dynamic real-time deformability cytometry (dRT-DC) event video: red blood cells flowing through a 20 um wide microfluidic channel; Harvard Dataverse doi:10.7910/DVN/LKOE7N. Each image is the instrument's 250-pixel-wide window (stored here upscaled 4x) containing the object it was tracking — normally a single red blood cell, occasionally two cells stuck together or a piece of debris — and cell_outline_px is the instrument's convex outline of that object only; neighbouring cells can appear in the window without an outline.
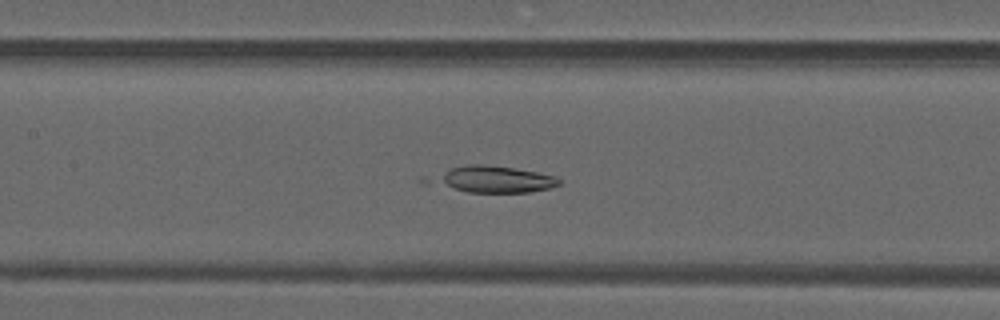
{"species": "common noctule bat (a hibernating species)", "species_latin": "Nyctalus noctula", "temperature_condition": "warm", "stored_images_in_passage": 29, "camera_frame_rate_fps": 3000, "um_per_image_px": 0.085, "animal": {"sex": "male", "forearm_length_mm": 52.5}, "frame": {"image": 1, "passage_image": 11, "time_ms": 3.333, "image_size_px": [1000, 320], "cell_outline_px": [[560, 184], [548, 188], [532, 192], [468, 192], [424, 184], [416, 180], [420, 176], [468, 164], [480, 164], [512, 168], [536, 172], [556, 176], [560, 180]], "centroid_in_image_um": [41.62, 15.25], "position_along_channel_um": 165.8, "area_um2": 20.69}}
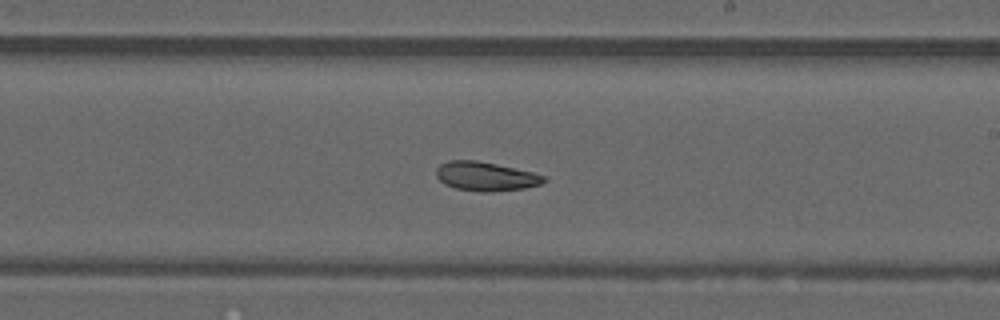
{"frame": {"image": 2, "passage_image": 17, "time_ms": 5.333, "image_size_px": [1000, 320], "cell_outline_px": [[548, 180], [540, 184], [524, 188], [492, 192], [484, 192], [456, 188], [444, 184], [436, 176], [436, 168], [440, 164], [448, 160], [476, 160], [496, 164], [532, 172], [544, 176]], "centroid_in_image_um": [41.26, 14.99], "position_along_channel_um": 247.7, "area_um2": 18.15}}
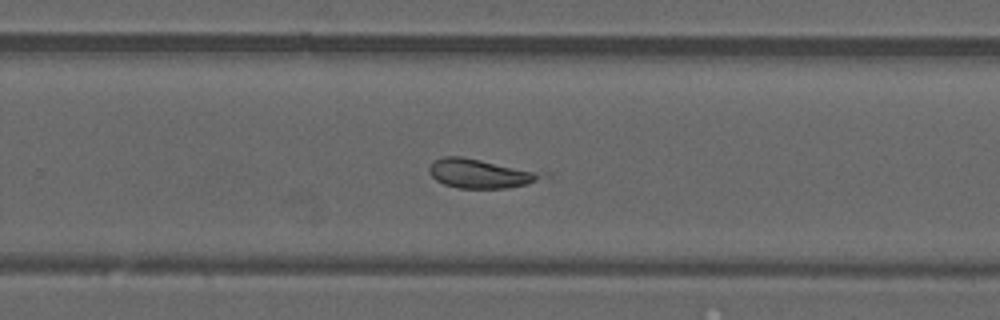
{"frame": {"image": 3, "passage_image": 20, "time_ms": 6.333, "image_size_px": [1000, 320], "cell_outline_px": [[552, 176], [524, 184], [508, 188], [456, 188], [444, 184], [436, 180], [428, 172], [428, 168], [432, 160], [440, 156], [460, 156], [552, 172]], "centroid_in_image_um": [40.93, 14.73], "position_along_channel_um": 288.9, "area_um2": 19.94}}